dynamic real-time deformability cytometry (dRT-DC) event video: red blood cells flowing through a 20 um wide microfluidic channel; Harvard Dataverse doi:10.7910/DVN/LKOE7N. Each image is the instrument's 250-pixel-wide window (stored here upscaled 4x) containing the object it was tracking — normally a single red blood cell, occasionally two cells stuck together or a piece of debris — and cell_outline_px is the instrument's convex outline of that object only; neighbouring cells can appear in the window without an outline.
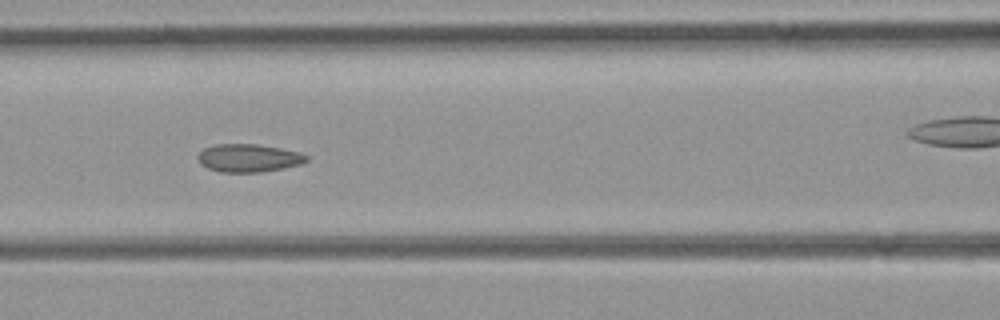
{"species": "common noctule bat (a hibernating species)", "species_latin": "Nyctalus noctula", "temperature_condition": "room temperature", "stored_images_in_passage": 44, "camera_frame_rate_fps": 3000, "um_per_image_px": 0.085, "animal": {"sex": "female", "body_mass_g": 21.9}, "frame": {"image": 1, "passage_image": 14, "time_ms": 4.333, "image_size_px": [1000, 320], "cell_outline_px": [[308, 160], [300, 164], [284, 168], [260, 172], [220, 172], [208, 168], [200, 164], [196, 156], [204, 148], [216, 144], [256, 144], [280, 148], [300, 152], [308, 156]], "centroid_in_image_um": [21.12, 13.43], "position_along_channel_um": 145.5, "area_um2": 17.74}}
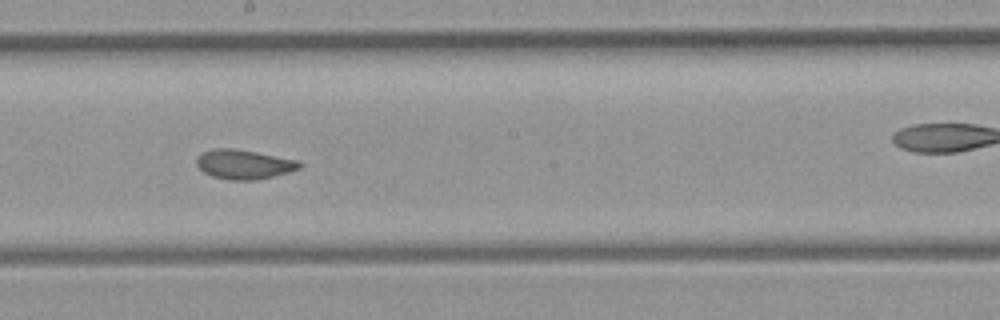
{"frame": {"image": 2, "passage_image": 20, "time_ms": 6.333, "image_size_px": [1000, 320], "cell_outline_px": [[304, 164], [300, 168], [288, 172], [256, 180], [228, 180], [212, 176], [204, 172], [196, 164], [196, 156], [200, 152], [212, 148], [232, 148], [256, 152], [300, 160]], "centroid_in_image_um": [20.72, 13.95], "position_along_channel_um": 227.5, "area_um2": 17.86}}
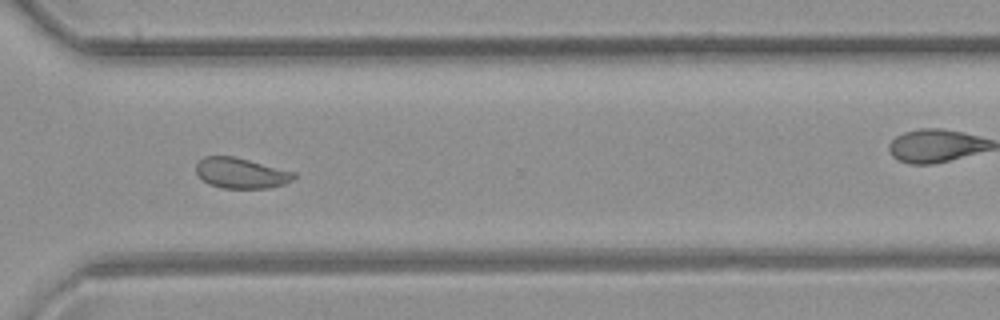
{"frame": {"image": 3, "passage_image": 29, "time_ms": 9.333, "image_size_px": [1000, 320], "cell_outline_px": [[296, 176], [292, 180], [284, 184], [268, 188], [220, 188], [208, 184], [196, 172], [196, 164], [204, 156], [232, 156], [296, 172]], "centroid_in_image_um": [20.49, 14.72], "position_along_channel_um": 350.1, "area_um2": 17.28}}